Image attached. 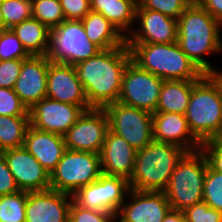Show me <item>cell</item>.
<instances>
[{"label": "cell", "mask_w": 222, "mask_h": 222, "mask_svg": "<svg viewBox=\"0 0 222 222\" xmlns=\"http://www.w3.org/2000/svg\"><path fill=\"white\" fill-rule=\"evenodd\" d=\"M131 60L125 43L101 50L97 55L74 65L85 96L92 108H104L118 101L124 69Z\"/></svg>", "instance_id": "obj_1"}, {"label": "cell", "mask_w": 222, "mask_h": 222, "mask_svg": "<svg viewBox=\"0 0 222 222\" xmlns=\"http://www.w3.org/2000/svg\"><path fill=\"white\" fill-rule=\"evenodd\" d=\"M221 26L197 1H193L177 20V42L204 74L214 69L205 55L222 51Z\"/></svg>", "instance_id": "obj_2"}, {"label": "cell", "mask_w": 222, "mask_h": 222, "mask_svg": "<svg viewBox=\"0 0 222 222\" xmlns=\"http://www.w3.org/2000/svg\"><path fill=\"white\" fill-rule=\"evenodd\" d=\"M126 44L134 63L163 80H199L204 75L178 42Z\"/></svg>", "instance_id": "obj_3"}, {"label": "cell", "mask_w": 222, "mask_h": 222, "mask_svg": "<svg viewBox=\"0 0 222 222\" xmlns=\"http://www.w3.org/2000/svg\"><path fill=\"white\" fill-rule=\"evenodd\" d=\"M185 116L200 143L222 139V94L209 74L194 83Z\"/></svg>", "instance_id": "obj_4"}, {"label": "cell", "mask_w": 222, "mask_h": 222, "mask_svg": "<svg viewBox=\"0 0 222 222\" xmlns=\"http://www.w3.org/2000/svg\"><path fill=\"white\" fill-rule=\"evenodd\" d=\"M187 153L179 146L152 141L136 151L130 189L164 191L178 162Z\"/></svg>", "instance_id": "obj_5"}, {"label": "cell", "mask_w": 222, "mask_h": 222, "mask_svg": "<svg viewBox=\"0 0 222 222\" xmlns=\"http://www.w3.org/2000/svg\"><path fill=\"white\" fill-rule=\"evenodd\" d=\"M208 167L205 154L200 150L187 152L178 162L164 190L171 210L203 202L204 179Z\"/></svg>", "instance_id": "obj_6"}, {"label": "cell", "mask_w": 222, "mask_h": 222, "mask_svg": "<svg viewBox=\"0 0 222 222\" xmlns=\"http://www.w3.org/2000/svg\"><path fill=\"white\" fill-rule=\"evenodd\" d=\"M101 174L100 154L66 149L50 174V188L73 195Z\"/></svg>", "instance_id": "obj_7"}, {"label": "cell", "mask_w": 222, "mask_h": 222, "mask_svg": "<svg viewBox=\"0 0 222 222\" xmlns=\"http://www.w3.org/2000/svg\"><path fill=\"white\" fill-rule=\"evenodd\" d=\"M101 49L87 37L81 20H64L50 30L48 58L55 63L75 65L97 55Z\"/></svg>", "instance_id": "obj_8"}, {"label": "cell", "mask_w": 222, "mask_h": 222, "mask_svg": "<svg viewBox=\"0 0 222 222\" xmlns=\"http://www.w3.org/2000/svg\"><path fill=\"white\" fill-rule=\"evenodd\" d=\"M109 119V129L124 138L135 150L154 141L152 113L114 102L103 108Z\"/></svg>", "instance_id": "obj_9"}, {"label": "cell", "mask_w": 222, "mask_h": 222, "mask_svg": "<svg viewBox=\"0 0 222 222\" xmlns=\"http://www.w3.org/2000/svg\"><path fill=\"white\" fill-rule=\"evenodd\" d=\"M163 82L130 60L123 72L118 102L155 113Z\"/></svg>", "instance_id": "obj_10"}, {"label": "cell", "mask_w": 222, "mask_h": 222, "mask_svg": "<svg viewBox=\"0 0 222 222\" xmlns=\"http://www.w3.org/2000/svg\"><path fill=\"white\" fill-rule=\"evenodd\" d=\"M129 190L127 179L102 173L97 180L81 187L72 196L81 207L117 214Z\"/></svg>", "instance_id": "obj_11"}, {"label": "cell", "mask_w": 222, "mask_h": 222, "mask_svg": "<svg viewBox=\"0 0 222 222\" xmlns=\"http://www.w3.org/2000/svg\"><path fill=\"white\" fill-rule=\"evenodd\" d=\"M108 130L109 119L103 108L84 111L64 135L66 149L100 154Z\"/></svg>", "instance_id": "obj_12"}, {"label": "cell", "mask_w": 222, "mask_h": 222, "mask_svg": "<svg viewBox=\"0 0 222 222\" xmlns=\"http://www.w3.org/2000/svg\"><path fill=\"white\" fill-rule=\"evenodd\" d=\"M83 112L80 106L45 97L29 109L30 125L64 136Z\"/></svg>", "instance_id": "obj_13"}, {"label": "cell", "mask_w": 222, "mask_h": 222, "mask_svg": "<svg viewBox=\"0 0 222 222\" xmlns=\"http://www.w3.org/2000/svg\"><path fill=\"white\" fill-rule=\"evenodd\" d=\"M46 97L62 103L80 106L84 111L92 109L74 65L55 63L49 58Z\"/></svg>", "instance_id": "obj_14"}, {"label": "cell", "mask_w": 222, "mask_h": 222, "mask_svg": "<svg viewBox=\"0 0 222 222\" xmlns=\"http://www.w3.org/2000/svg\"><path fill=\"white\" fill-rule=\"evenodd\" d=\"M3 154L20 191L50 189V174L24 146L4 150Z\"/></svg>", "instance_id": "obj_15"}, {"label": "cell", "mask_w": 222, "mask_h": 222, "mask_svg": "<svg viewBox=\"0 0 222 222\" xmlns=\"http://www.w3.org/2000/svg\"><path fill=\"white\" fill-rule=\"evenodd\" d=\"M117 215L118 222H162L171 210L164 191L130 189ZM120 219V220H119Z\"/></svg>", "instance_id": "obj_16"}, {"label": "cell", "mask_w": 222, "mask_h": 222, "mask_svg": "<svg viewBox=\"0 0 222 222\" xmlns=\"http://www.w3.org/2000/svg\"><path fill=\"white\" fill-rule=\"evenodd\" d=\"M73 196L47 189L27 192L25 222H68Z\"/></svg>", "instance_id": "obj_17"}, {"label": "cell", "mask_w": 222, "mask_h": 222, "mask_svg": "<svg viewBox=\"0 0 222 222\" xmlns=\"http://www.w3.org/2000/svg\"><path fill=\"white\" fill-rule=\"evenodd\" d=\"M139 20V21H138ZM134 27L126 37V43H173L177 42V20L164 14L143 9L137 5Z\"/></svg>", "instance_id": "obj_18"}, {"label": "cell", "mask_w": 222, "mask_h": 222, "mask_svg": "<svg viewBox=\"0 0 222 222\" xmlns=\"http://www.w3.org/2000/svg\"><path fill=\"white\" fill-rule=\"evenodd\" d=\"M47 73V55H31L23 60L13 90L28 110L46 97Z\"/></svg>", "instance_id": "obj_19"}, {"label": "cell", "mask_w": 222, "mask_h": 222, "mask_svg": "<svg viewBox=\"0 0 222 222\" xmlns=\"http://www.w3.org/2000/svg\"><path fill=\"white\" fill-rule=\"evenodd\" d=\"M152 117L154 141L173 144L187 152L200 150L201 143L190 132L185 114L155 112Z\"/></svg>", "instance_id": "obj_20"}, {"label": "cell", "mask_w": 222, "mask_h": 222, "mask_svg": "<svg viewBox=\"0 0 222 222\" xmlns=\"http://www.w3.org/2000/svg\"><path fill=\"white\" fill-rule=\"evenodd\" d=\"M136 151L124 138L109 129L100 153L102 173L129 181L134 171Z\"/></svg>", "instance_id": "obj_21"}, {"label": "cell", "mask_w": 222, "mask_h": 222, "mask_svg": "<svg viewBox=\"0 0 222 222\" xmlns=\"http://www.w3.org/2000/svg\"><path fill=\"white\" fill-rule=\"evenodd\" d=\"M23 146L49 174L55 169L66 150L64 136L42 131L31 125L26 131Z\"/></svg>", "instance_id": "obj_22"}, {"label": "cell", "mask_w": 222, "mask_h": 222, "mask_svg": "<svg viewBox=\"0 0 222 222\" xmlns=\"http://www.w3.org/2000/svg\"><path fill=\"white\" fill-rule=\"evenodd\" d=\"M137 5L138 0H90L91 11L102 14L125 38L134 28Z\"/></svg>", "instance_id": "obj_23"}, {"label": "cell", "mask_w": 222, "mask_h": 222, "mask_svg": "<svg viewBox=\"0 0 222 222\" xmlns=\"http://www.w3.org/2000/svg\"><path fill=\"white\" fill-rule=\"evenodd\" d=\"M89 40L101 50L121 47L126 38L102 14L90 11L82 20Z\"/></svg>", "instance_id": "obj_24"}, {"label": "cell", "mask_w": 222, "mask_h": 222, "mask_svg": "<svg viewBox=\"0 0 222 222\" xmlns=\"http://www.w3.org/2000/svg\"><path fill=\"white\" fill-rule=\"evenodd\" d=\"M30 55H48L50 30L36 18H29L11 28Z\"/></svg>", "instance_id": "obj_25"}, {"label": "cell", "mask_w": 222, "mask_h": 222, "mask_svg": "<svg viewBox=\"0 0 222 222\" xmlns=\"http://www.w3.org/2000/svg\"><path fill=\"white\" fill-rule=\"evenodd\" d=\"M197 80H164L156 112L185 114Z\"/></svg>", "instance_id": "obj_26"}, {"label": "cell", "mask_w": 222, "mask_h": 222, "mask_svg": "<svg viewBox=\"0 0 222 222\" xmlns=\"http://www.w3.org/2000/svg\"><path fill=\"white\" fill-rule=\"evenodd\" d=\"M30 116H0V151L22 147Z\"/></svg>", "instance_id": "obj_27"}, {"label": "cell", "mask_w": 222, "mask_h": 222, "mask_svg": "<svg viewBox=\"0 0 222 222\" xmlns=\"http://www.w3.org/2000/svg\"><path fill=\"white\" fill-rule=\"evenodd\" d=\"M27 191L0 196V222H25Z\"/></svg>", "instance_id": "obj_28"}, {"label": "cell", "mask_w": 222, "mask_h": 222, "mask_svg": "<svg viewBox=\"0 0 222 222\" xmlns=\"http://www.w3.org/2000/svg\"><path fill=\"white\" fill-rule=\"evenodd\" d=\"M32 16L49 30L56 28L65 20L59 0H32Z\"/></svg>", "instance_id": "obj_29"}, {"label": "cell", "mask_w": 222, "mask_h": 222, "mask_svg": "<svg viewBox=\"0 0 222 222\" xmlns=\"http://www.w3.org/2000/svg\"><path fill=\"white\" fill-rule=\"evenodd\" d=\"M4 30L32 18V0H0Z\"/></svg>", "instance_id": "obj_30"}, {"label": "cell", "mask_w": 222, "mask_h": 222, "mask_svg": "<svg viewBox=\"0 0 222 222\" xmlns=\"http://www.w3.org/2000/svg\"><path fill=\"white\" fill-rule=\"evenodd\" d=\"M203 201L222 212V173L213 170L209 165L204 179Z\"/></svg>", "instance_id": "obj_31"}, {"label": "cell", "mask_w": 222, "mask_h": 222, "mask_svg": "<svg viewBox=\"0 0 222 222\" xmlns=\"http://www.w3.org/2000/svg\"><path fill=\"white\" fill-rule=\"evenodd\" d=\"M194 0H138L143 9L158 11L165 16L178 20Z\"/></svg>", "instance_id": "obj_32"}, {"label": "cell", "mask_w": 222, "mask_h": 222, "mask_svg": "<svg viewBox=\"0 0 222 222\" xmlns=\"http://www.w3.org/2000/svg\"><path fill=\"white\" fill-rule=\"evenodd\" d=\"M30 56L11 29L0 31V60L27 59Z\"/></svg>", "instance_id": "obj_33"}, {"label": "cell", "mask_w": 222, "mask_h": 222, "mask_svg": "<svg viewBox=\"0 0 222 222\" xmlns=\"http://www.w3.org/2000/svg\"><path fill=\"white\" fill-rule=\"evenodd\" d=\"M118 215L112 212L81 207L74 200L69 209L68 222H118Z\"/></svg>", "instance_id": "obj_34"}, {"label": "cell", "mask_w": 222, "mask_h": 222, "mask_svg": "<svg viewBox=\"0 0 222 222\" xmlns=\"http://www.w3.org/2000/svg\"><path fill=\"white\" fill-rule=\"evenodd\" d=\"M0 116H30L13 89L0 87Z\"/></svg>", "instance_id": "obj_35"}, {"label": "cell", "mask_w": 222, "mask_h": 222, "mask_svg": "<svg viewBox=\"0 0 222 222\" xmlns=\"http://www.w3.org/2000/svg\"><path fill=\"white\" fill-rule=\"evenodd\" d=\"M186 222H222V212L208 206L204 201L182 211Z\"/></svg>", "instance_id": "obj_36"}, {"label": "cell", "mask_w": 222, "mask_h": 222, "mask_svg": "<svg viewBox=\"0 0 222 222\" xmlns=\"http://www.w3.org/2000/svg\"><path fill=\"white\" fill-rule=\"evenodd\" d=\"M25 59L0 60V87L13 89Z\"/></svg>", "instance_id": "obj_37"}, {"label": "cell", "mask_w": 222, "mask_h": 222, "mask_svg": "<svg viewBox=\"0 0 222 222\" xmlns=\"http://www.w3.org/2000/svg\"><path fill=\"white\" fill-rule=\"evenodd\" d=\"M66 20H82L90 11V0H59Z\"/></svg>", "instance_id": "obj_38"}, {"label": "cell", "mask_w": 222, "mask_h": 222, "mask_svg": "<svg viewBox=\"0 0 222 222\" xmlns=\"http://www.w3.org/2000/svg\"><path fill=\"white\" fill-rule=\"evenodd\" d=\"M200 149L205 154L208 165L213 170L222 173V139L203 142Z\"/></svg>", "instance_id": "obj_39"}, {"label": "cell", "mask_w": 222, "mask_h": 222, "mask_svg": "<svg viewBox=\"0 0 222 222\" xmlns=\"http://www.w3.org/2000/svg\"><path fill=\"white\" fill-rule=\"evenodd\" d=\"M20 191L9 170L3 151H0V196Z\"/></svg>", "instance_id": "obj_40"}, {"label": "cell", "mask_w": 222, "mask_h": 222, "mask_svg": "<svg viewBox=\"0 0 222 222\" xmlns=\"http://www.w3.org/2000/svg\"><path fill=\"white\" fill-rule=\"evenodd\" d=\"M196 1L222 24V0H196Z\"/></svg>", "instance_id": "obj_41"}, {"label": "cell", "mask_w": 222, "mask_h": 222, "mask_svg": "<svg viewBox=\"0 0 222 222\" xmlns=\"http://www.w3.org/2000/svg\"><path fill=\"white\" fill-rule=\"evenodd\" d=\"M162 222H186L182 211L170 210Z\"/></svg>", "instance_id": "obj_42"}, {"label": "cell", "mask_w": 222, "mask_h": 222, "mask_svg": "<svg viewBox=\"0 0 222 222\" xmlns=\"http://www.w3.org/2000/svg\"><path fill=\"white\" fill-rule=\"evenodd\" d=\"M209 75L213 78L216 84L219 86L221 94H222V71H218L214 68Z\"/></svg>", "instance_id": "obj_43"}, {"label": "cell", "mask_w": 222, "mask_h": 222, "mask_svg": "<svg viewBox=\"0 0 222 222\" xmlns=\"http://www.w3.org/2000/svg\"><path fill=\"white\" fill-rule=\"evenodd\" d=\"M4 30V20L1 13V6H0V31Z\"/></svg>", "instance_id": "obj_44"}]
</instances>
